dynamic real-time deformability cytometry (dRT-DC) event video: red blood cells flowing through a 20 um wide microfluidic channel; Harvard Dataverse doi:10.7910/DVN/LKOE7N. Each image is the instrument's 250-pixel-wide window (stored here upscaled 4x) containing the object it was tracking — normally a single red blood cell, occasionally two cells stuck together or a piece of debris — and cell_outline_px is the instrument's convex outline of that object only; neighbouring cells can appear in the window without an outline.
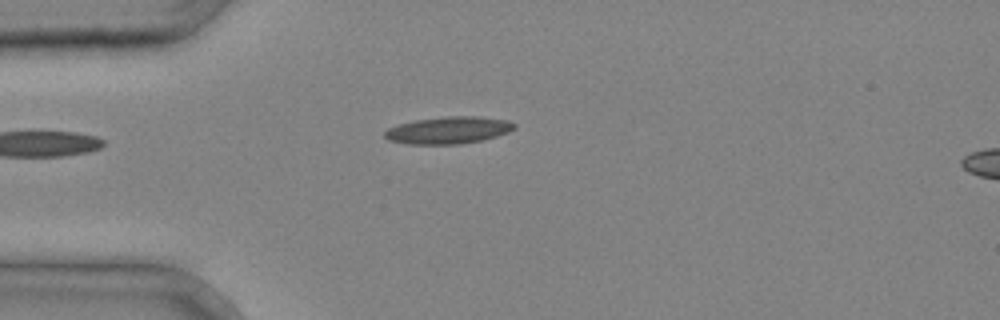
{"species": "common noctule bat (a hibernating species)", "species_latin": "Nyctalus noctula", "temperature_condition": "cold", "stored_images_in_passage": 3, "camera_frame_rate_fps": 3000, "um_per_image_px": 0.085, "animal": {"sex": "male", "body_mass_g": 20.4}, "frame": {"image": 1, "passage_image": 3, "time_ms": 0.667, "image_size_px": [1000, 320], "cell_outline_px": [[516, 128], [508, 132], [484, 140], [460, 144], [408, 144], [388, 140], [384, 136], [384, 132], [388, 128], [400, 124], [416, 120], [448, 116], [480, 116], [508, 120], [516, 124]], "centroid_in_image_um": [38.15, 11.07], "position_along_channel_um": 46.9, "area_um2": 20.52}}